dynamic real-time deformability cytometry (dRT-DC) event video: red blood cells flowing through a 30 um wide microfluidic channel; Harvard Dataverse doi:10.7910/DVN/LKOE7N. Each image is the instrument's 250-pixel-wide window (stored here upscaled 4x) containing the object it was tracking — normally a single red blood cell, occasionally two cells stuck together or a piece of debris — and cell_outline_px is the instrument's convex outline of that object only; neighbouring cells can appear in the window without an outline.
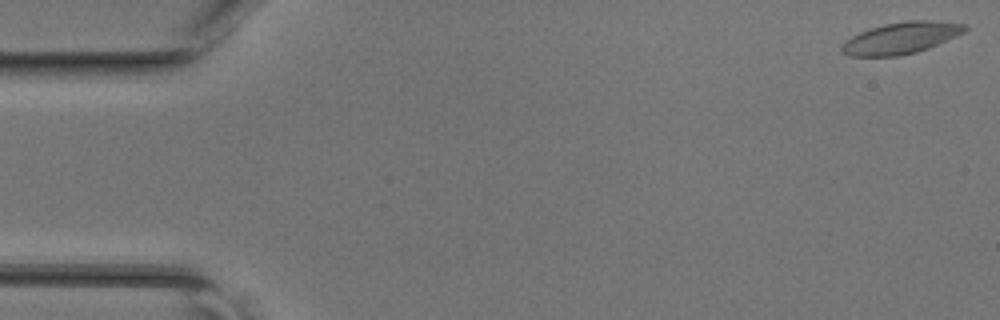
{"species": "common noctule bat (a hibernating species)", "species_latin": "Nyctalus noctula", "temperature_condition": "room temperature", "stored_images_in_passage": 46, "camera_frame_rate_fps": 3000, "um_per_image_px": 0.085, "animal": {"sex": "female", "body_mass_g": 17.0, "forearm_length_mm": 48.0}, "frame": {"image": 1, "passage_image": 1, "time_ms": 0.0, "image_size_px": [1000, 320], "cell_outline_px": [[968, 28], [964, 32], [956, 36], [928, 48], [916, 52], [896, 56], [848, 56], [840, 52], [840, 44], [844, 40], [860, 32], [884, 24], [908, 20], [928, 20], [964, 24]], "centroid_in_image_um": [76.53, 3.24], "position_along_channel_um": 8.5, "area_um2": 22.6}}
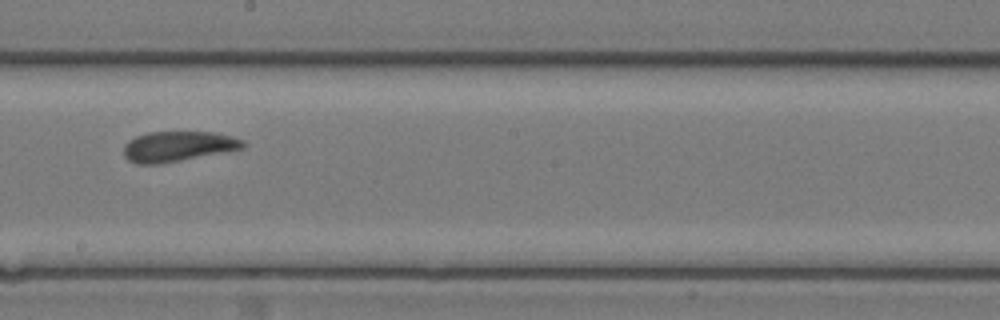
{"frame": {"image": 2, "passage_image": 26, "time_ms": 8.333, "image_size_px": [1000, 320], "cell_outline_px": [[244, 148], [160, 164], [136, 164], [128, 160], [124, 156], [124, 144], [128, 140], [136, 136], [148, 132], [216, 132], [232, 136], [244, 140]], "centroid_in_image_um": [15.1, 12.44], "position_along_channel_um": 233.1, "area_um2": 21.04}}
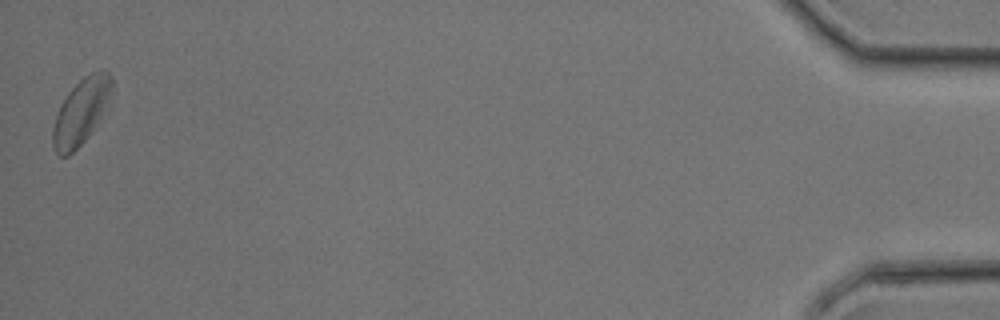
{"frame": {"image": 3, "passage_image": 46, "time_ms": 15.0, "image_size_px": [1000, 320], "cell_outline_px": [[112, 88], [96, 124], [88, 136], [68, 156], [60, 156], [56, 152], [52, 144], [52, 128], [60, 104], [68, 92], [84, 76], [92, 72], [104, 68], [112, 76]], "centroid_in_image_um": [6.85, 9.46], "position_along_channel_um": 428.4, "area_um2": 22.02}}